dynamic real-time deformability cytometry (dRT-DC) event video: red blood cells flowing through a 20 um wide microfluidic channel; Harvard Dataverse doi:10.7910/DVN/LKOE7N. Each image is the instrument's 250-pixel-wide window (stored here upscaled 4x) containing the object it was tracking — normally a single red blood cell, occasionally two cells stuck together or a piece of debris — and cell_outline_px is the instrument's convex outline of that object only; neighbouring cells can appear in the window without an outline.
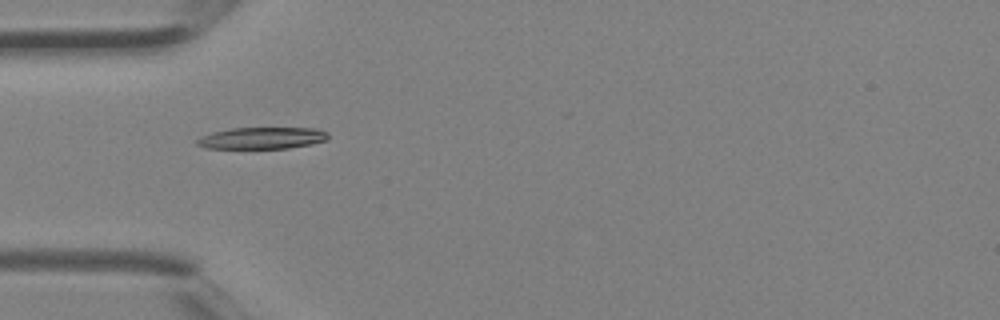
{"species": "Egyptian fruit bat (a non-hibernating species)", "species_latin": "Rousettus aegyptiacus", "temperature_condition": "room temperature", "stored_images_in_passage": 2, "camera_frame_rate_fps": 3000, "um_per_image_px": 0.085, "animal": {"sex": "female"}, "frame": {"image": 1, "passage_image": 1, "time_ms": 0.0, "image_size_px": [1000, 320], "cell_outline_px": [[328, 140], [312, 144], [288, 148], [204, 148], [196, 144], [196, 140], [212, 132], [232, 128], [316, 128], [328, 132]], "centroid_in_image_um": [22.31, 11.73], "position_along_channel_um": 62.7, "area_um2": 16.53}}
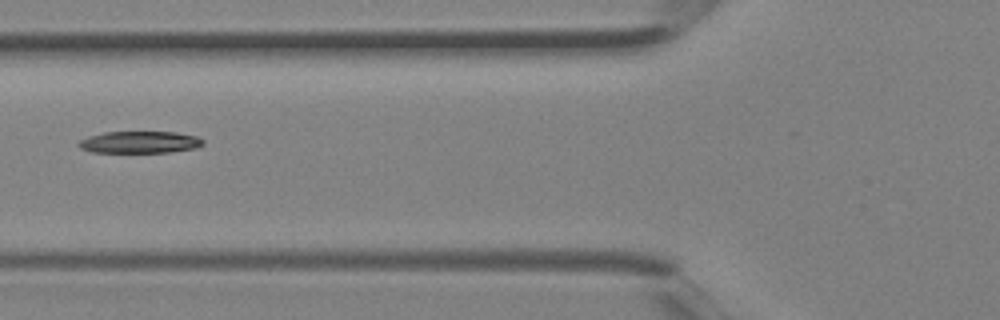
{"frame": {"image": 2, "passage_image": 2, "time_ms": 0.333, "image_size_px": [1000, 320], "cell_outline_px": [[204, 144], [196, 148], [168, 152], [92, 152], [80, 148], [76, 144], [80, 140], [88, 136], [104, 132], [176, 132], [196, 136], [204, 140]], "centroid_in_image_um": [11.87, 12.08], "position_along_channel_um": 113.9, "area_um2": 15.9}}